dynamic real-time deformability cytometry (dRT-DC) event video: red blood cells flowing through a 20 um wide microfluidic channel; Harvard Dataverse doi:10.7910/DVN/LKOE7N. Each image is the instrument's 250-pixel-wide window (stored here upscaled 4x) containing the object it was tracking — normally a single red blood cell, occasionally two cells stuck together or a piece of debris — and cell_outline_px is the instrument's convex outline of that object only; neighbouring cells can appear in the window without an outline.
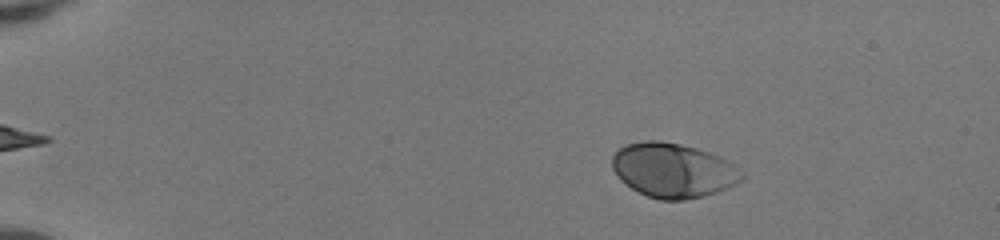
{"species": "human", "species_latin": "Homo sapiens", "temperature_condition": "room temperature", "stored_images_in_passage": 51, "camera_frame_rate_fps": 3000, "um_per_image_px": 0.085, "donor": {"sex": "female"}, "frame": {"image": 1, "passage_image": 9, "time_ms": 2.667, "image_size_px": [1000, 240], "cell_outline_px": [[744, 180], [716, 192], [704, 196], [684, 200], [660, 200], [648, 196], [632, 188], [620, 180], [616, 176], [612, 168], [612, 156], [616, 148], [624, 144], [644, 140], [660, 140], [680, 144], [696, 148], [720, 156], [744, 172]], "centroid_in_image_um": [57.18, 14.46], "position_along_channel_um": 27.8, "area_um2": 41.44}}
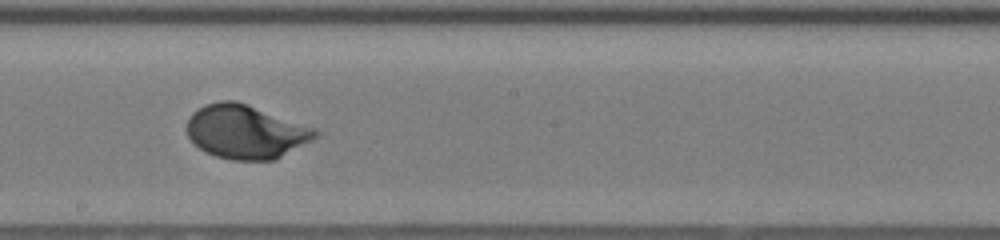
{"frame": {"image": 2, "passage_image": 31, "time_ms": 10.0, "image_size_px": [1000, 240], "cell_outline_px": [[320, 132], [312, 140], [276, 160], [232, 160], [216, 156], [200, 148], [188, 136], [188, 120], [192, 112], [204, 104], [220, 100], [236, 100], [248, 104], [316, 128]], "centroid_in_image_um": [20.91, 11.19], "position_along_channel_um": 227.3, "area_um2": 40.23}}
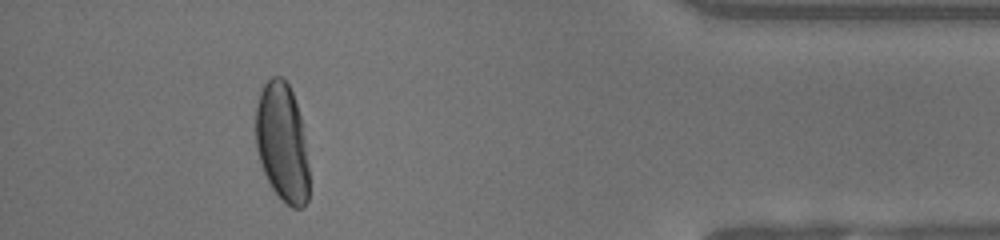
{"frame": {"image": 3, "passage_image": 47, "time_ms": 15.333, "image_size_px": [1000, 240], "cell_outline_px": [[308, 200], [304, 208], [292, 208], [272, 188], [260, 164], [256, 148], [256, 104], [260, 92], [264, 84], [272, 76], [280, 76], [288, 84], [292, 92], [300, 116], [304, 140], [308, 168]], "centroid_in_image_um": [23.97, 12.11], "position_along_channel_um": 411.2, "area_um2": 36.59}, "authors_computed_cell_mechanics": {"area_um2": 39.9976, "velocity_mm_per_s": 4.144, "shape_relaxation_time_tau1_ms": 2.4155, "shape_relaxation_time_tau2_ms": null, "deformation_change_tau1": 0.1552, "deformation_change_tau2": null}}